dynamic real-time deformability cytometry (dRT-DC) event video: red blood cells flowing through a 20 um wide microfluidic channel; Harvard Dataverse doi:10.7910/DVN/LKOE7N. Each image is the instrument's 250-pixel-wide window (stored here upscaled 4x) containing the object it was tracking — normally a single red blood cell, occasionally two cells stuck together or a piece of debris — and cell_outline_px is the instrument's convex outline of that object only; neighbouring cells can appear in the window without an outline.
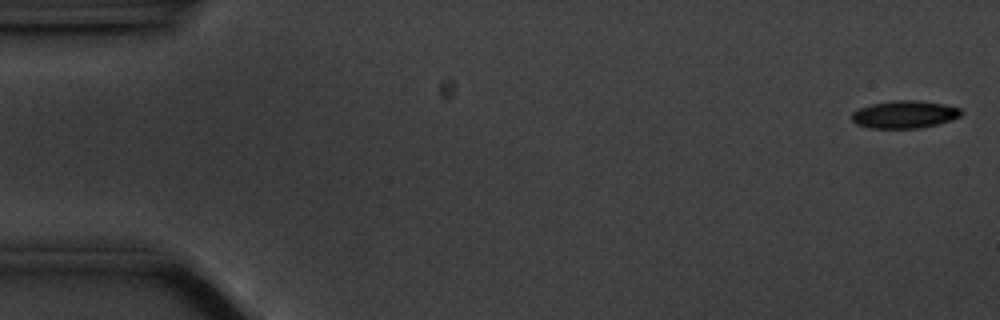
{"species": "common noctule bat (a hibernating species)", "species_latin": "Nyctalus noctula", "temperature_condition": "cold", "stored_images_in_passage": 57, "camera_frame_rate_fps": 3000, "um_per_image_px": 0.085, "animal": {"sex": "male", "body_mass_g": 20.1, "forearm_length_mm": 53.5}, "frame": {"image": 1, "passage_image": 2, "time_ms": 0.333, "image_size_px": [1000, 320], "cell_outline_px": [[964, 112], [960, 116], [952, 120], [920, 128], [868, 128], [856, 124], [852, 120], [852, 112], [860, 108], [872, 104], [892, 100], [916, 100], [944, 104], [960, 108]], "centroid_in_image_um": [76.89, 9.72], "position_along_channel_um": 8.1, "area_um2": 17.63}}
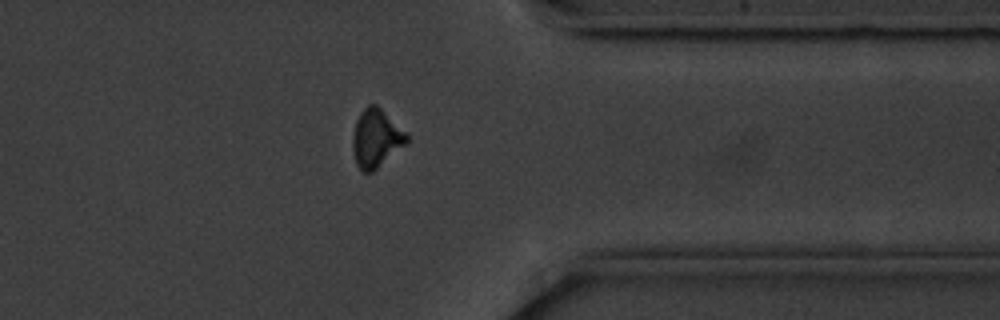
{"frame": {"image": 2, "passage_image": 45, "time_ms": 14.667, "image_size_px": [1000, 320], "cell_outline_px": [[408, 140], [404, 144], [372, 172], [364, 172], [356, 164], [352, 152], [352, 136], [356, 120], [360, 112], [368, 104], [376, 104], [408, 132]], "centroid_in_image_um": [31.94, 11.72], "position_along_channel_um": 379.5, "area_um2": 18.26}}
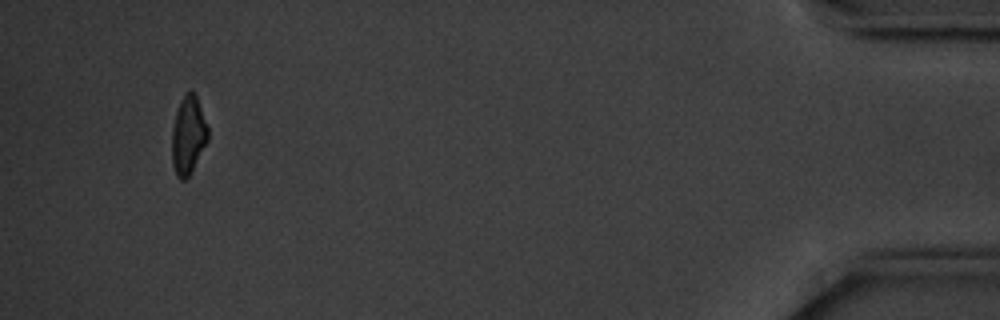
{"frame": {"image": 3, "passage_image": 54, "time_ms": 17.667, "image_size_px": [1000, 320], "cell_outline_px": [[208, 140], [188, 176], [184, 180], [180, 180], [176, 176], [172, 164], [172, 128], [176, 112], [180, 100], [192, 88], [196, 92], [208, 128]], "centroid_in_image_um": [15.99, 11.46], "position_along_channel_um": 419.2, "area_um2": 16.42}, "authors_computed_cell_mechanics": {"area_um2": 18.2648, "velocity_mm_per_s": 3.5445, "shape_relaxation_time_tau1_ms": 2.7329, "shape_relaxation_time_tau2_ms": 6.1277, "deformation_change_tau1": 0.0891, "deformation_change_tau2": 0.1125}}